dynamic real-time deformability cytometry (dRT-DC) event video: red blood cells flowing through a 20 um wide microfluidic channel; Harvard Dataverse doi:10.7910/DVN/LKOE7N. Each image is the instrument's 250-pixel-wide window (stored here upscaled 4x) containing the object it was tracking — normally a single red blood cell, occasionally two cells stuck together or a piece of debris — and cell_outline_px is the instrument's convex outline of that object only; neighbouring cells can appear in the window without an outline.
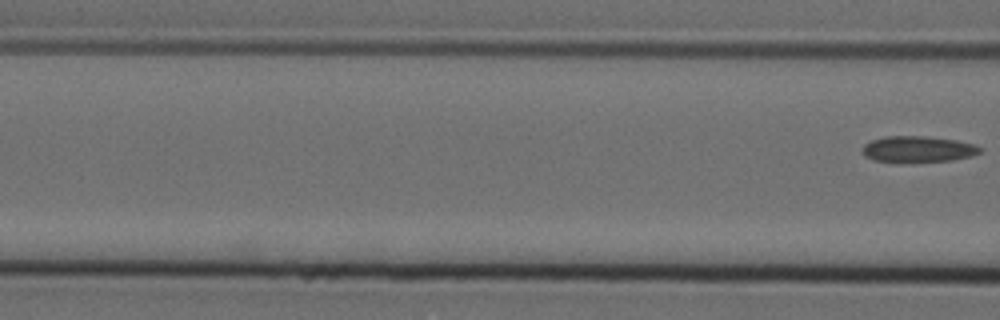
{"species": "Egyptian fruit bat (a non-hibernating species)", "species_latin": "Rousettus aegyptiacus", "temperature_condition": "cold", "stored_images_in_passage": 8, "camera_frame_rate_fps": 3000, "um_per_image_px": 0.085, "animal": {"sex": "female"}, "frame": {"image": 1, "passage_image": 8, "time_ms": 2.333, "image_size_px": [1000, 320], "cell_outline_px": [[984, 148], [980, 152], [972, 156], [952, 160], [872, 160], [864, 156], [864, 144], [872, 140], [884, 136], [924, 136], [956, 140], [976, 144]], "centroid_in_image_um": [78.09, 12.64], "position_along_channel_um": 88.5, "area_um2": 17.34}}